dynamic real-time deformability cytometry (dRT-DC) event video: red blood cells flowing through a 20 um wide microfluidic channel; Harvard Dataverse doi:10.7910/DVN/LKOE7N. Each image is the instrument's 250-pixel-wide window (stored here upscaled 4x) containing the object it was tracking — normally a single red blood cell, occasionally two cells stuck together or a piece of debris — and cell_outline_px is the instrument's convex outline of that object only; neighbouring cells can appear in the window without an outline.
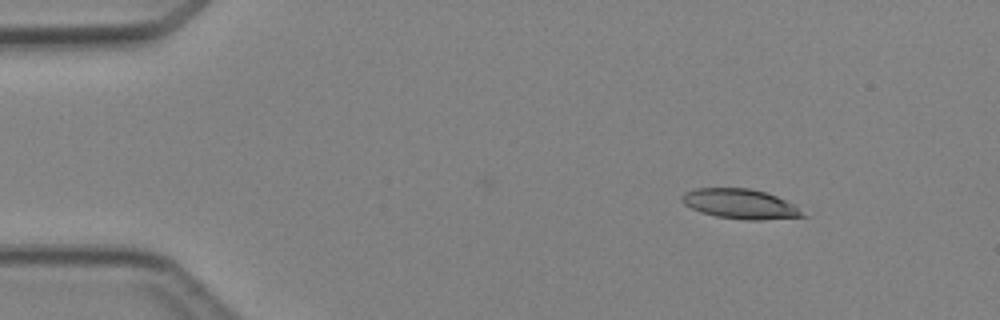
{"species": "Egyptian fruit bat (a non-hibernating species)", "species_latin": "Rousettus aegyptiacus", "temperature_condition": "cold", "stored_images_in_passage": 3, "camera_frame_rate_fps": 3000, "um_per_image_px": 0.085, "animal": {"sex": "female"}, "frame": {"image": 1, "passage_image": 1, "time_ms": 0.0, "image_size_px": [1000, 320], "cell_outline_px": [[808, 216], [760, 220], [744, 220], [716, 216], [700, 212], [684, 204], [680, 200], [684, 192], [696, 188], [748, 188], [764, 192], [776, 196], [796, 204]], "centroid_in_image_um": [62.94, 17.34], "position_along_channel_um": 22.1, "area_um2": 21.1}}